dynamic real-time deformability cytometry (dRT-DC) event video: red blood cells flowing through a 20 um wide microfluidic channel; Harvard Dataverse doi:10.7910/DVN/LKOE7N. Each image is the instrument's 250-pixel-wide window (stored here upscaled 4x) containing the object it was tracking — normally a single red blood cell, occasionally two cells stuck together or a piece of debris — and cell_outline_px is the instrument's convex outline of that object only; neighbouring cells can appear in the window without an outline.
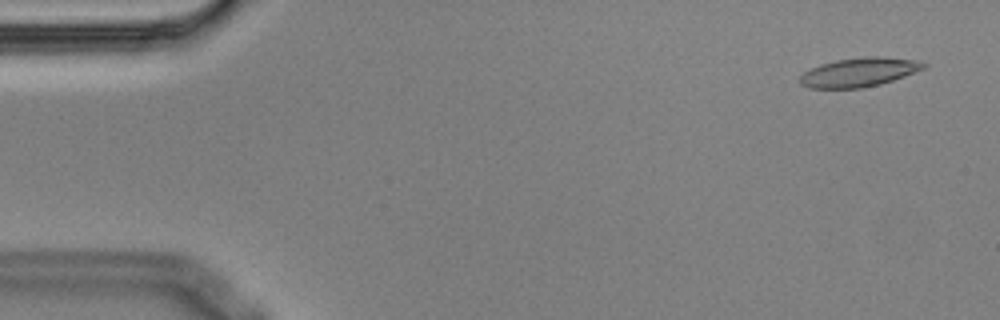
{"species": "Egyptian fruit bat (a non-hibernating species)", "species_latin": "Rousettus aegyptiacus", "temperature_condition": "cold", "stored_images_in_passage": 9, "camera_frame_rate_fps": 3000, "um_per_image_px": 0.085, "animal": {"sex": "male"}, "frame": {"image": 1, "passage_image": 1, "time_ms": 0.0, "image_size_px": [1000, 320], "cell_outline_px": [[928, 64], [924, 68], [904, 76], [880, 84], [860, 88], [808, 88], [800, 84], [800, 76], [804, 72], [820, 64], [836, 60], [864, 56], [880, 56], [916, 60]], "centroid_in_image_um": [73.0, 6.13], "position_along_channel_um": 12.0, "area_um2": 20.81}}
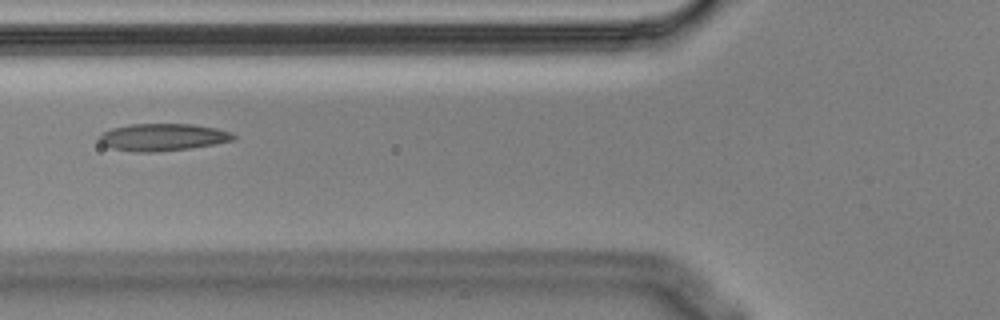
{"frame": {"image": 2, "passage_image": 6, "time_ms": 1.667, "image_size_px": [1000, 320], "cell_outline_px": [[236, 140], [188, 148], [156, 152], [136, 152], [112, 148], [104, 144], [96, 136], [100, 132], [112, 128], [128, 124], [192, 124], [216, 128], [232, 132], [236, 136]], "centroid_in_image_um": [13.81, 11.65], "position_along_channel_um": 112.0, "area_um2": 21.33}}
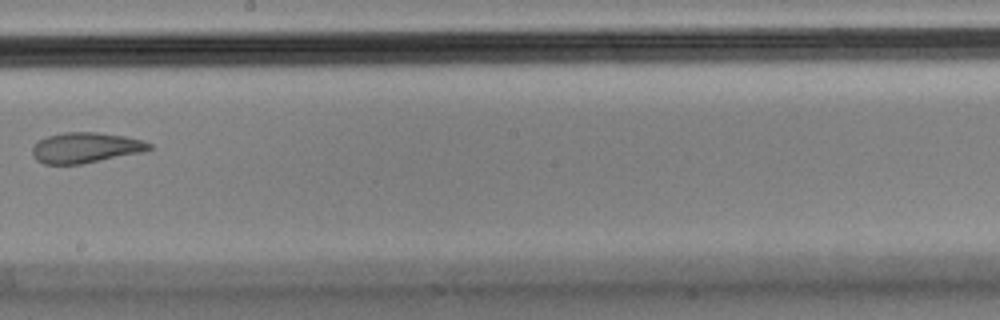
{"frame": {"image": 3, "passage_image": 9, "time_ms": 2.667, "image_size_px": [1000, 320], "cell_outline_px": [[152, 148], [144, 152], [80, 164], [44, 164], [36, 160], [32, 156], [32, 148], [40, 140], [48, 136], [64, 132], [96, 132], [124, 136], [144, 140], [152, 144]], "centroid_in_image_um": [7.29, 12.55], "position_along_channel_um": 240.9, "area_um2": 20.75}}